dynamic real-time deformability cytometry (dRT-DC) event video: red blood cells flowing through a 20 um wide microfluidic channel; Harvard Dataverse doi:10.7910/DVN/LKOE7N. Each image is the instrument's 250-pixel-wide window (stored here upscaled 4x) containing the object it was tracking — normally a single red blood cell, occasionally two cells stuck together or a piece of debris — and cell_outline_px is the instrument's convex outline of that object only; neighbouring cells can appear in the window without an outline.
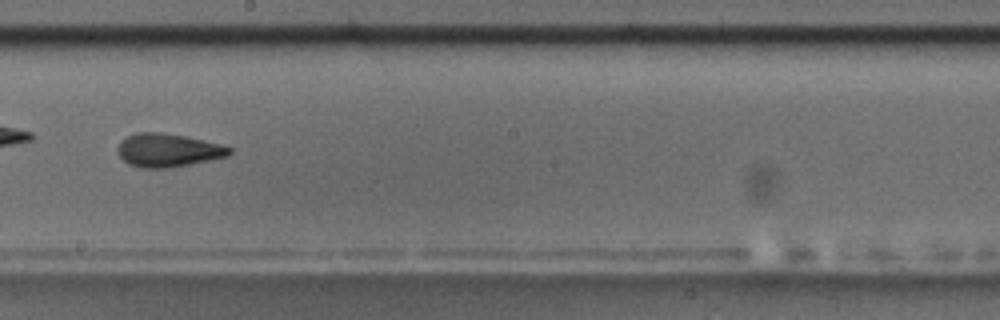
{"species": "common noctule bat (a hibernating species)", "species_latin": "Nyctalus noctula", "temperature_condition": "room temperature", "stored_images_in_passage": 54, "camera_frame_rate_fps": 3000, "um_per_image_px": 0.085, "animal": {"sex": "male", "body_mass_g": 17.5, "forearm_length_mm": 52.3}, "frame": {"image": 1, "passage_image": 31, "time_ms": 10.0, "image_size_px": [1000, 320], "cell_outline_px": [[232, 152], [228, 156], [192, 164], [168, 168], [140, 168], [128, 164], [116, 152], [116, 148], [128, 136], [136, 132], [160, 132], [184, 136], [204, 140], [220, 144], [232, 148]], "centroid_in_image_um": [14.28, 12.78], "position_along_channel_um": 233.9, "area_um2": 21.73}, "authors_computed_cell_mechanics": {"area_um2": 21.1837, "velocity_mm_per_s": 3.6243, "shape_relaxation_time_tau1_ms": 8.5548, "shape_relaxation_time_tau2_ms": 3.1841, "deformation_change_tau1": 0.1993, "deformation_change_tau2": 0.1061}}